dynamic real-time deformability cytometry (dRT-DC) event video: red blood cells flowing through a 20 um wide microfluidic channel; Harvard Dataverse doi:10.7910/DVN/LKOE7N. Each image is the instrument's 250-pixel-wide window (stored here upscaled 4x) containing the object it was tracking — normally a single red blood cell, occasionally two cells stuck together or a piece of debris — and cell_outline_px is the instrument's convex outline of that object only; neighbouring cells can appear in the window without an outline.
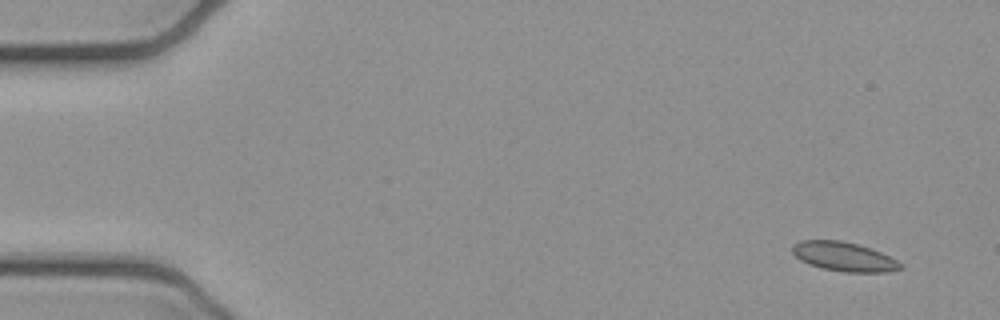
{"species": "common noctule bat (a hibernating species)", "species_latin": "Nyctalus noctula", "temperature_condition": "cold", "stored_images_in_passage": 5, "camera_frame_rate_fps": 3000, "um_per_image_px": 0.085, "animal": {"sex": "female", "body_mass_g": 21.9}, "frame": {"image": 1, "passage_image": 1, "time_ms": 0.0, "image_size_px": [1000, 320], "cell_outline_px": [[904, 268], [888, 272], [844, 272], [820, 268], [808, 264], [800, 260], [792, 252], [792, 244], [800, 240], [840, 240], [856, 244], [880, 252], [904, 264]], "centroid_in_image_um": [71.71, 21.82], "position_along_channel_um": 13.3, "area_um2": 18.44}}
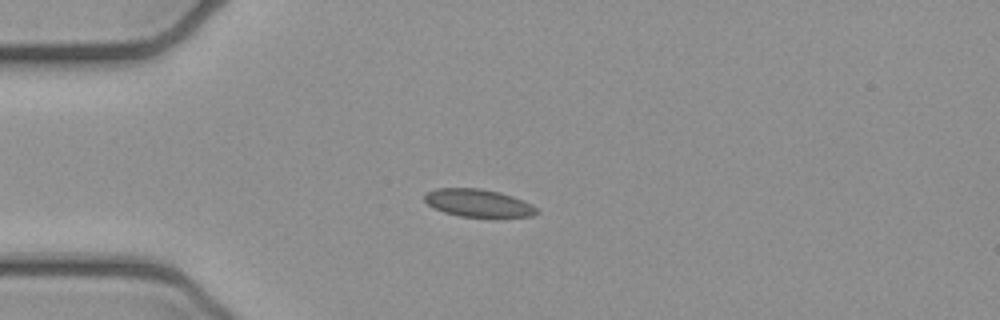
{"frame": {"image": 2, "passage_image": 4, "time_ms": 1.0, "image_size_px": [1000, 320], "cell_outline_px": [[540, 212], [532, 216], [496, 220], [460, 216], [444, 212], [428, 204], [424, 200], [424, 196], [428, 192], [436, 188], [480, 188], [500, 192], [512, 196], [532, 204]], "centroid_in_image_um": [40.73, 17.31], "position_along_channel_um": 44.3, "area_um2": 18.84}}
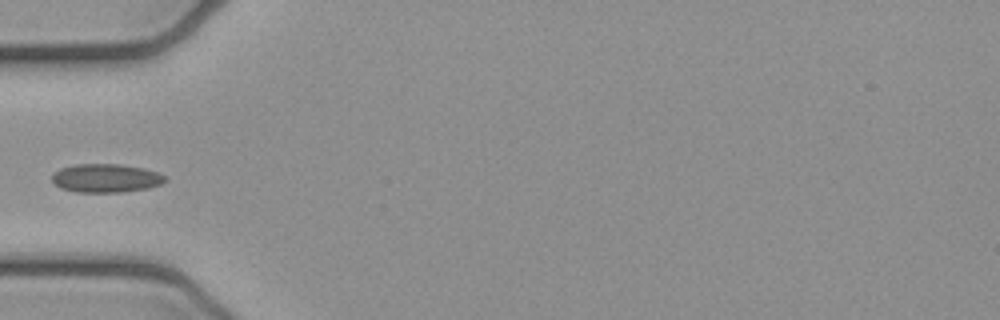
{"frame": {"image": 3, "passage_image": 5, "time_ms": 1.333, "image_size_px": [1000, 320], "cell_outline_px": [[168, 180], [160, 184], [148, 188], [124, 192], [76, 192], [60, 188], [52, 180], [52, 176], [60, 168], [76, 164], [120, 164], [144, 168], [156, 172], [164, 176]], "centroid_in_image_um": [9.01, 15.14], "position_along_channel_um": 76.0, "area_um2": 18.79}}